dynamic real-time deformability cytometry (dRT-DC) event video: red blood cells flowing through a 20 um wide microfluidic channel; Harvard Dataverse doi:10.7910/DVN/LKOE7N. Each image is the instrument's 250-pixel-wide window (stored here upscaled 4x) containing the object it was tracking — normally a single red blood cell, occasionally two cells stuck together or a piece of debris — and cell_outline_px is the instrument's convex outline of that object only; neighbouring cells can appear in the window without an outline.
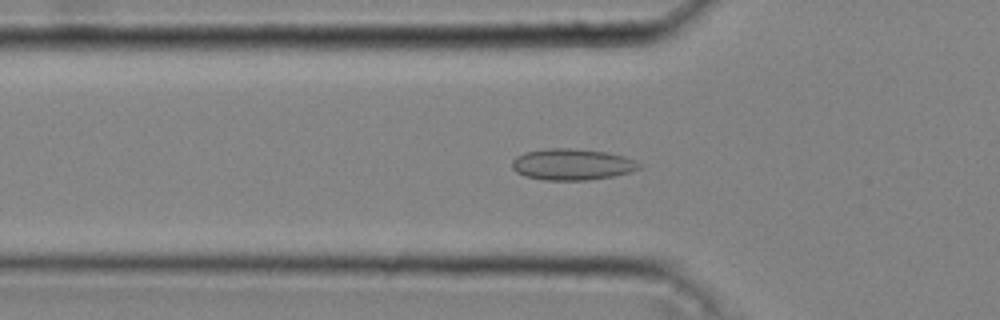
{"species": "common noctule bat (a hibernating species)", "species_latin": "Nyctalus noctula", "temperature_condition": "cold", "stored_images_in_passage": 43, "camera_frame_rate_fps": 3000, "um_per_image_px": 0.085, "animal": {"sex": "male", "body_mass_g": 20.4}, "frame": {"image": 1, "passage_image": 14, "time_ms": 4.333, "image_size_px": [1000, 320], "cell_outline_px": [[640, 168], [628, 172], [612, 176], [588, 180], [544, 180], [524, 176], [516, 172], [512, 168], [512, 160], [516, 156], [524, 152], [548, 148], [572, 148], [604, 152], [624, 156], [636, 160], [640, 164]], "centroid_in_image_um": [48.58, 13.97], "position_along_channel_um": 77.2, "area_um2": 23.18}}
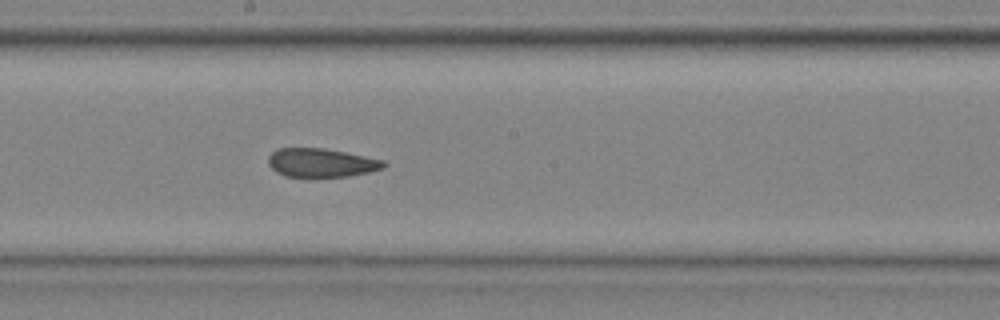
{"frame": {"image": 2, "passage_image": 24, "time_ms": 7.667, "image_size_px": [1000, 320], "cell_outline_px": [[388, 164], [384, 168], [368, 172], [348, 176], [288, 176], [276, 172], [268, 164], [268, 156], [276, 148], [324, 148], [384, 160]], "centroid_in_image_um": [27.3, 13.82], "position_along_channel_um": 220.9, "area_um2": 19.13}}
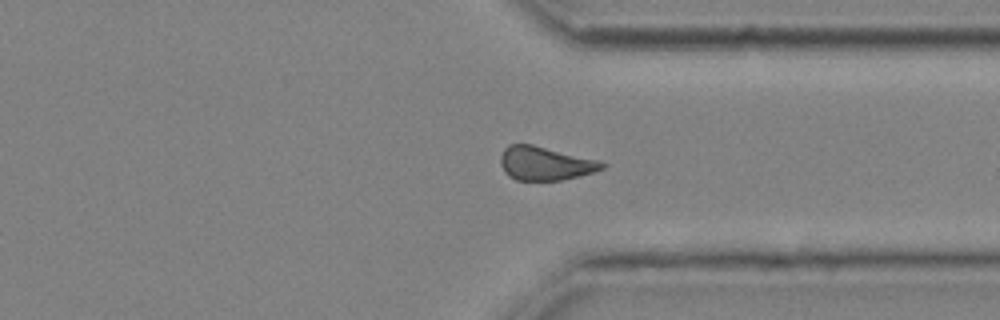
{"frame": {"image": 3, "passage_image": 34, "time_ms": 11.0, "image_size_px": [1000, 320], "cell_outline_px": [[608, 164], [604, 168], [592, 172], [560, 180], [516, 180], [508, 176], [504, 172], [500, 164], [500, 156], [504, 148], [508, 144], [532, 144], [600, 160]], "centroid_in_image_um": [46.32, 13.88], "position_along_channel_um": 365.1, "area_um2": 20.0}, "authors_computed_cell_mechanics": {"area_um2": 20.7502, "velocity_mm_per_s": 4.3077, "shape_relaxation_time_tau1_ms": null, "shape_relaxation_time_tau2_ms": 4.4191, "deformation_change_tau1": null, "deformation_change_tau2": 0.1023}}